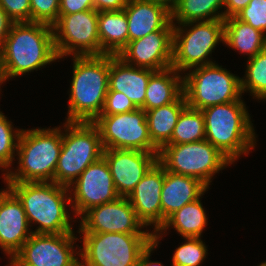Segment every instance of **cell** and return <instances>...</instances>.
I'll list each match as a JSON object with an SVG mask.
<instances>
[{
    "label": "cell",
    "mask_w": 266,
    "mask_h": 266,
    "mask_svg": "<svg viewBox=\"0 0 266 266\" xmlns=\"http://www.w3.org/2000/svg\"><path fill=\"white\" fill-rule=\"evenodd\" d=\"M0 54L5 81L59 59L52 26L40 22H14Z\"/></svg>",
    "instance_id": "6da1fadb"
},
{
    "label": "cell",
    "mask_w": 266,
    "mask_h": 266,
    "mask_svg": "<svg viewBox=\"0 0 266 266\" xmlns=\"http://www.w3.org/2000/svg\"><path fill=\"white\" fill-rule=\"evenodd\" d=\"M21 200L28 223L39 224L35 234L73 232L67 204H71L69 187L55 182H6ZM70 197H69V196ZM67 203V204H66ZM70 217V218H69Z\"/></svg>",
    "instance_id": "7a4b0ae2"
},
{
    "label": "cell",
    "mask_w": 266,
    "mask_h": 266,
    "mask_svg": "<svg viewBox=\"0 0 266 266\" xmlns=\"http://www.w3.org/2000/svg\"><path fill=\"white\" fill-rule=\"evenodd\" d=\"M68 122H94L109 90V54L73 56Z\"/></svg>",
    "instance_id": "3957f363"
},
{
    "label": "cell",
    "mask_w": 266,
    "mask_h": 266,
    "mask_svg": "<svg viewBox=\"0 0 266 266\" xmlns=\"http://www.w3.org/2000/svg\"><path fill=\"white\" fill-rule=\"evenodd\" d=\"M201 111L205 122V139L232 163L255 147L253 124L241 98L209 106Z\"/></svg>",
    "instance_id": "277c9868"
},
{
    "label": "cell",
    "mask_w": 266,
    "mask_h": 266,
    "mask_svg": "<svg viewBox=\"0 0 266 266\" xmlns=\"http://www.w3.org/2000/svg\"><path fill=\"white\" fill-rule=\"evenodd\" d=\"M62 130L56 128L22 129L17 148V171L4 173L5 182H54L62 148Z\"/></svg>",
    "instance_id": "5b68a950"
},
{
    "label": "cell",
    "mask_w": 266,
    "mask_h": 266,
    "mask_svg": "<svg viewBox=\"0 0 266 266\" xmlns=\"http://www.w3.org/2000/svg\"><path fill=\"white\" fill-rule=\"evenodd\" d=\"M54 173L56 184L69 187L90 165L103 157L100 132L93 122H68Z\"/></svg>",
    "instance_id": "8992f818"
},
{
    "label": "cell",
    "mask_w": 266,
    "mask_h": 266,
    "mask_svg": "<svg viewBox=\"0 0 266 266\" xmlns=\"http://www.w3.org/2000/svg\"><path fill=\"white\" fill-rule=\"evenodd\" d=\"M79 233L80 266H138L142 252L154 241V233Z\"/></svg>",
    "instance_id": "52a82bcc"
},
{
    "label": "cell",
    "mask_w": 266,
    "mask_h": 266,
    "mask_svg": "<svg viewBox=\"0 0 266 266\" xmlns=\"http://www.w3.org/2000/svg\"><path fill=\"white\" fill-rule=\"evenodd\" d=\"M173 24L172 68L180 73L214 63L208 56L219 42H224V19Z\"/></svg>",
    "instance_id": "ba28073f"
},
{
    "label": "cell",
    "mask_w": 266,
    "mask_h": 266,
    "mask_svg": "<svg viewBox=\"0 0 266 266\" xmlns=\"http://www.w3.org/2000/svg\"><path fill=\"white\" fill-rule=\"evenodd\" d=\"M183 77L187 106L206 107L230 103L242 98L241 79L216 63L194 67Z\"/></svg>",
    "instance_id": "9c48e42d"
},
{
    "label": "cell",
    "mask_w": 266,
    "mask_h": 266,
    "mask_svg": "<svg viewBox=\"0 0 266 266\" xmlns=\"http://www.w3.org/2000/svg\"><path fill=\"white\" fill-rule=\"evenodd\" d=\"M158 161L167 171L195 177L207 187L215 173L233 164L206 139L192 143L166 144L159 151Z\"/></svg>",
    "instance_id": "30bf717a"
},
{
    "label": "cell",
    "mask_w": 266,
    "mask_h": 266,
    "mask_svg": "<svg viewBox=\"0 0 266 266\" xmlns=\"http://www.w3.org/2000/svg\"><path fill=\"white\" fill-rule=\"evenodd\" d=\"M54 46L58 58L99 56L98 11L95 9L73 14H59L52 25Z\"/></svg>",
    "instance_id": "8fae6325"
},
{
    "label": "cell",
    "mask_w": 266,
    "mask_h": 266,
    "mask_svg": "<svg viewBox=\"0 0 266 266\" xmlns=\"http://www.w3.org/2000/svg\"><path fill=\"white\" fill-rule=\"evenodd\" d=\"M100 132L104 149H128L159 153L152 143L146 121V111L137 108L114 115H100L93 122Z\"/></svg>",
    "instance_id": "7c38bea8"
},
{
    "label": "cell",
    "mask_w": 266,
    "mask_h": 266,
    "mask_svg": "<svg viewBox=\"0 0 266 266\" xmlns=\"http://www.w3.org/2000/svg\"><path fill=\"white\" fill-rule=\"evenodd\" d=\"M77 237L73 232L35 234L10 259V266H80L74 251Z\"/></svg>",
    "instance_id": "4fadbf2b"
},
{
    "label": "cell",
    "mask_w": 266,
    "mask_h": 266,
    "mask_svg": "<svg viewBox=\"0 0 266 266\" xmlns=\"http://www.w3.org/2000/svg\"><path fill=\"white\" fill-rule=\"evenodd\" d=\"M70 187H73L71 191L74 196L70 198L71 208H73L76 217H81L94 206L115 201L120 197L115 189L109 166L103 157L90 164L69 185V189Z\"/></svg>",
    "instance_id": "5bb4252c"
},
{
    "label": "cell",
    "mask_w": 266,
    "mask_h": 266,
    "mask_svg": "<svg viewBox=\"0 0 266 266\" xmlns=\"http://www.w3.org/2000/svg\"><path fill=\"white\" fill-rule=\"evenodd\" d=\"M79 227V232L91 233H154L141 230L145 226L127 197L90 208L81 216Z\"/></svg>",
    "instance_id": "9a60e30c"
},
{
    "label": "cell",
    "mask_w": 266,
    "mask_h": 266,
    "mask_svg": "<svg viewBox=\"0 0 266 266\" xmlns=\"http://www.w3.org/2000/svg\"><path fill=\"white\" fill-rule=\"evenodd\" d=\"M172 47L173 30H158L129 41L117 57L131 66L161 71L172 66Z\"/></svg>",
    "instance_id": "2e32d148"
},
{
    "label": "cell",
    "mask_w": 266,
    "mask_h": 266,
    "mask_svg": "<svg viewBox=\"0 0 266 266\" xmlns=\"http://www.w3.org/2000/svg\"><path fill=\"white\" fill-rule=\"evenodd\" d=\"M159 153L128 149H104L106 160L120 197H128L137 183L158 161Z\"/></svg>",
    "instance_id": "e0dca14e"
},
{
    "label": "cell",
    "mask_w": 266,
    "mask_h": 266,
    "mask_svg": "<svg viewBox=\"0 0 266 266\" xmlns=\"http://www.w3.org/2000/svg\"><path fill=\"white\" fill-rule=\"evenodd\" d=\"M29 226L18 196L9 187L0 191V247L11 259L33 234Z\"/></svg>",
    "instance_id": "ac0fdd59"
},
{
    "label": "cell",
    "mask_w": 266,
    "mask_h": 266,
    "mask_svg": "<svg viewBox=\"0 0 266 266\" xmlns=\"http://www.w3.org/2000/svg\"><path fill=\"white\" fill-rule=\"evenodd\" d=\"M165 167L157 161L137 183L127 199L133 206L137 218L144 226L153 224L155 233L162 226L161 191Z\"/></svg>",
    "instance_id": "d6986e66"
},
{
    "label": "cell",
    "mask_w": 266,
    "mask_h": 266,
    "mask_svg": "<svg viewBox=\"0 0 266 266\" xmlns=\"http://www.w3.org/2000/svg\"><path fill=\"white\" fill-rule=\"evenodd\" d=\"M128 19V42L158 30H174L171 10L159 3L128 0L124 7Z\"/></svg>",
    "instance_id": "ffe728a7"
},
{
    "label": "cell",
    "mask_w": 266,
    "mask_h": 266,
    "mask_svg": "<svg viewBox=\"0 0 266 266\" xmlns=\"http://www.w3.org/2000/svg\"><path fill=\"white\" fill-rule=\"evenodd\" d=\"M154 70L124 63L119 57L109 55V90L124 93L137 108L145 102V92Z\"/></svg>",
    "instance_id": "44dd1931"
},
{
    "label": "cell",
    "mask_w": 266,
    "mask_h": 266,
    "mask_svg": "<svg viewBox=\"0 0 266 266\" xmlns=\"http://www.w3.org/2000/svg\"><path fill=\"white\" fill-rule=\"evenodd\" d=\"M207 189L209 188L195 177L175 174L165 169L160 197L162 225L171 214L200 198Z\"/></svg>",
    "instance_id": "7402d4cb"
},
{
    "label": "cell",
    "mask_w": 266,
    "mask_h": 266,
    "mask_svg": "<svg viewBox=\"0 0 266 266\" xmlns=\"http://www.w3.org/2000/svg\"><path fill=\"white\" fill-rule=\"evenodd\" d=\"M183 93V76L170 67L155 71L149 79L145 92L143 110H151L174 102Z\"/></svg>",
    "instance_id": "603a6c76"
},
{
    "label": "cell",
    "mask_w": 266,
    "mask_h": 266,
    "mask_svg": "<svg viewBox=\"0 0 266 266\" xmlns=\"http://www.w3.org/2000/svg\"><path fill=\"white\" fill-rule=\"evenodd\" d=\"M186 106L182 93L174 102L146 111L149 135L159 150L171 140L178 117Z\"/></svg>",
    "instance_id": "cb8c5ba5"
},
{
    "label": "cell",
    "mask_w": 266,
    "mask_h": 266,
    "mask_svg": "<svg viewBox=\"0 0 266 266\" xmlns=\"http://www.w3.org/2000/svg\"><path fill=\"white\" fill-rule=\"evenodd\" d=\"M100 55L117 56L128 44V19L125 10L98 12Z\"/></svg>",
    "instance_id": "d4e9b609"
},
{
    "label": "cell",
    "mask_w": 266,
    "mask_h": 266,
    "mask_svg": "<svg viewBox=\"0 0 266 266\" xmlns=\"http://www.w3.org/2000/svg\"><path fill=\"white\" fill-rule=\"evenodd\" d=\"M224 43L252 58L266 48V35L233 16L224 19Z\"/></svg>",
    "instance_id": "484cf974"
},
{
    "label": "cell",
    "mask_w": 266,
    "mask_h": 266,
    "mask_svg": "<svg viewBox=\"0 0 266 266\" xmlns=\"http://www.w3.org/2000/svg\"><path fill=\"white\" fill-rule=\"evenodd\" d=\"M207 219L201 200L198 198L171 214L161 228L154 233V240L159 244V239L162 236L160 234L170 226L184 238H200L207 225Z\"/></svg>",
    "instance_id": "4316f807"
},
{
    "label": "cell",
    "mask_w": 266,
    "mask_h": 266,
    "mask_svg": "<svg viewBox=\"0 0 266 266\" xmlns=\"http://www.w3.org/2000/svg\"><path fill=\"white\" fill-rule=\"evenodd\" d=\"M224 1L175 0L174 7L171 10V21H178L176 24H185L188 22L224 19V12L220 13L218 11L224 7Z\"/></svg>",
    "instance_id": "83f0119b"
},
{
    "label": "cell",
    "mask_w": 266,
    "mask_h": 266,
    "mask_svg": "<svg viewBox=\"0 0 266 266\" xmlns=\"http://www.w3.org/2000/svg\"><path fill=\"white\" fill-rule=\"evenodd\" d=\"M205 139V122L201 110L186 106L178 117L171 140L167 144H183Z\"/></svg>",
    "instance_id": "f1b7e54d"
},
{
    "label": "cell",
    "mask_w": 266,
    "mask_h": 266,
    "mask_svg": "<svg viewBox=\"0 0 266 266\" xmlns=\"http://www.w3.org/2000/svg\"><path fill=\"white\" fill-rule=\"evenodd\" d=\"M246 74L241 79V91H249L253 97L266 100V48L248 58Z\"/></svg>",
    "instance_id": "f546056e"
},
{
    "label": "cell",
    "mask_w": 266,
    "mask_h": 266,
    "mask_svg": "<svg viewBox=\"0 0 266 266\" xmlns=\"http://www.w3.org/2000/svg\"><path fill=\"white\" fill-rule=\"evenodd\" d=\"M6 118L0 111V168H3L2 171L6 168L8 172L7 168L14 160L22 130L16 129L14 131L12 123Z\"/></svg>",
    "instance_id": "4dcf8cb0"
},
{
    "label": "cell",
    "mask_w": 266,
    "mask_h": 266,
    "mask_svg": "<svg viewBox=\"0 0 266 266\" xmlns=\"http://www.w3.org/2000/svg\"><path fill=\"white\" fill-rule=\"evenodd\" d=\"M185 243L174 251L172 266H200L205 260L207 248L201 238L186 237Z\"/></svg>",
    "instance_id": "1f68e13d"
},
{
    "label": "cell",
    "mask_w": 266,
    "mask_h": 266,
    "mask_svg": "<svg viewBox=\"0 0 266 266\" xmlns=\"http://www.w3.org/2000/svg\"><path fill=\"white\" fill-rule=\"evenodd\" d=\"M60 0H30L31 22L53 25L59 17Z\"/></svg>",
    "instance_id": "d6a6232c"
},
{
    "label": "cell",
    "mask_w": 266,
    "mask_h": 266,
    "mask_svg": "<svg viewBox=\"0 0 266 266\" xmlns=\"http://www.w3.org/2000/svg\"><path fill=\"white\" fill-rule=\"evenodd\" d=\"M236 17L266 35V0H250Z\"/></svg>",
    "instance_id": "836d02e7"
},
{
    "label": "cell",
    "mask_w": 266,
    "mask_h": 266,
    "mask_svg": "<svg viewBox=\"0 0 266 266\" xmlns=\"http://www.w3.org/2000/svg\"><path fill=\"white\" fill-rule=\"evenodd\" d=\"M135 104L122 92L108 91L104 108L100 115H114L135 111Z\"/></svg>",
    "instance_id": "e575fe53"
},
{
    "label": "cell",
    "mask_w": 266,
    "mask_h": 266,
    "mask_svg": "<svg viewBox=\"0 0 266 266\" xmlns=\"http://www.w3.org/2000/svg\"><path fill=\"white\" fill-rule=\"evenodd\" d=\"M0 6L14 22H31L30 0H0Z\"/></svg>",
    "instance_id": "d590c367"
},
{
    "label": "cell",
    "mask_w": 266,
    "mask_h": 266,
    "mask_svg": "<svg viewBox=\"0 0 266 266\" xmlns=\"http://www.w3.org/2000/svg\"><path fill=\"white\" fill-rule=\"evenodd\" d=\"M94 9L93 0H60L59 14H73Z\"/></svg>",
    "instance_id": "8d00e7d4"
},
{
    "label": "cell",
    "mask_w": 266,
    "mask_h": 266,
    "mask_svg": "<svg viewBox=\"0 0 266 266\" xmlns=\"http://www.w3.org/2000/svg\"><path fill=\"white\" fill-rule=\"evenodd\" d=\"M94 9L98 12L118 11L124 9L128 0H93Z\"/></svg>",
    "instance_id": "74e56055"
},
{
    "label": "cell",
    "mask_w": 266,
    "mask_h": 266,
    "mask_svg": "<svg viewBox=\"0 0 266 266\" xmlns=\"http://www.w3.org/2000/svg\"><path fill=\"white\" fill-rule=\"evenodd\" d=\"M250 0H225L224 7V19L228 17L236 16L241 10H243Z\"/></svg>",
    "instance_id": "f35d334b"
},
{
    "label": "cell",
    "mask_w": 266,
    "mask_h": 266,
    "mask_svg": "<svg viewBox=\"0 0 266 266\" xmlns=\"http://www.w3.org/2000/svg\"><path fill=\"white\" fill-rule=\"evenodd\" d=\"M13 23L14 21L8 16V14L0 6V46L7 38Z\"/></svg>",
    "instance_id": "ab89813d"
},
{
    "label": "cell",
    "mask_w": 266,
    "mask_h": 266,
    "mask_svg": "<svg viewBox=\"0 0 266 266\" xmlns=\"http://www.w3.org/2000/svg\"><path fill=\"white\" fill-rule=\"evenodd\" d=\"M158 246V243L154 240L151 244L148 245V247L142 252L139 260L138 266H164L160 262H151L150 254L155 249V247Z\"/></svg>",
    "instance_id": "60d3db41"
},
{
    "label": "cell",
    "mask_w": 266,
    "mask_h": 266,
    "mask_svg": "<svg viewBox=\"0 0 266 266\" xmlns=\"http://www.w3.org/2000/svg\"><path fill=\"white\" fill-rule=\"evenodd\" d=\"M144 1L156 2V3L162 4L168 7L170 10H172L175 4V0H144Z\"/></svg>",
    "instance_id": "b9f144b4"
},
{
    "label": "cell",
    "mask_w": 266,
    "mask_h": 266,
    "mask_svg": "<svg viewBox=\"0 0 266 266\" xmlns=\"http://www.w3.org/2000/svg\"><path fill=\"white\" fill-rule=\"evenodd\" d=\"M3 82H5L4 74L3 73H0V85Z\"/></svg>",
    "instance_id": "7bdbcfd3"
},
{
    "label": "cell",
    "mask_w": 266,
    "mask_h": 266,
    "mask_svg": "<svg viewBox=\"0 0 266 266\" xmlns=\"http://www.w3.org/2000/svg\"><path fill=\"white\" fill-rule=\"evenodd\" d=\"M0 73H3L2 67H1V54H0Z\"/></svg>",
    "instance_id": "ee69618b"
},
{
    "label": "cell",
    "mask_w": 266,
    "mask_h": 266,
    "mask_svg": "<svg viewBox=\"0 0 266 266\" xmlns=\"http://www.w3.org/2000/svg\"><path fill=\"white\" fill-rule=\"evenodd\" d=\"M259 266H266V261L262 262Z\"/></svg>",
    "instance_id": "f6af8a7d"
}]
</instances>
